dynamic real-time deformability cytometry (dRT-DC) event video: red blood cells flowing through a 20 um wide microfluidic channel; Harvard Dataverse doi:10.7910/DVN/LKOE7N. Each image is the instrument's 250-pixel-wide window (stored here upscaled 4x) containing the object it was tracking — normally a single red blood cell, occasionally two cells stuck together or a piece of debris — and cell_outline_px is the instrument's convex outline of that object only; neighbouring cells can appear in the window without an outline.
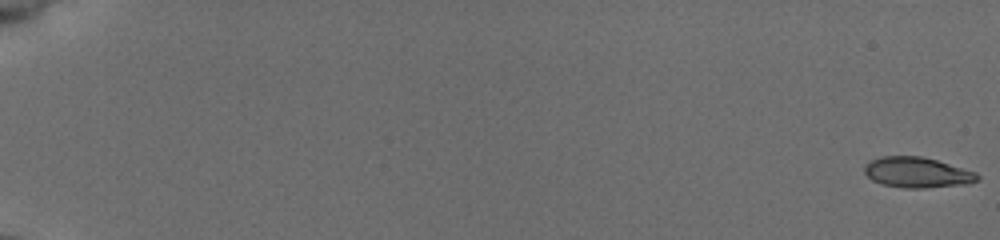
{"species": "common noctule bat (a hibernating species)", "species_latin": "Nyctalus noctula", "temperature_condition": "cold", "stored_images_in_passage": 56, "camera_frame_rate_fps": 3000, "um_per_image_px": 0.085, "animal": {"sex": "female", "body_mass_g": 19.5, "forearm_length_mm": 54.1}, "frame": {"image": 1, "passage_image": 1, "time_ms": 0.0, "image_size_px": [1000, 240], "cell_outline_px": [[980, 180], [968, 184], [924, 188], [904, 188], [884, 184], [872, 180], [864, 172], [864, 164], [880, 156], [920, 156], [936, 160], [976, 172], [980, 176]], "centroid_in_image_um": [77.97, 14.66], "position_along_channel_um": 7.0, "area_um2": 20.06}}
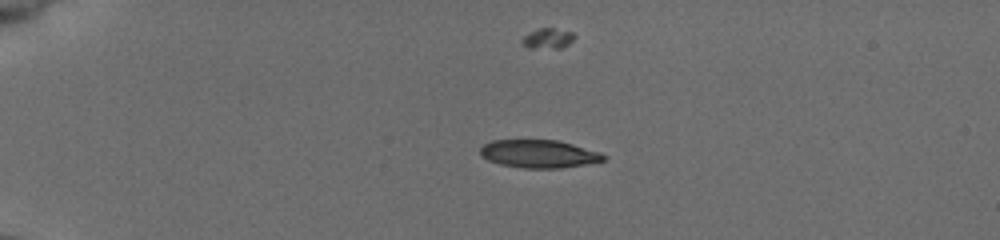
{"frame": {"image": 2, "passage_image": 15, "time_ms": 4.667, "image_size_px": [1000, 240], "cell_outline_px": [[608, 156], [604, 160], [584, 164], [560, 168], [524, 168], [500, 164], [488, 160], [480, 156], [480, 148], [484, 144], [492, 140], [560, 140], [600, 152]], "centroid_in_image_um": [45.8, 13.07], "position_along_channel_um": 39.2, "area_um2": 20.11}, "authors_computed_cell_mechanics": {"area_um2": 20.8658, "velocity_mm_per_s": 3.9324, "shape_relaxation_time_tau1_ms": 5.2742, "shape_relaxation_time_tau2_ms": null, "deformation_change_tau1": 0.1452, "deformation_change_tau2": null}}